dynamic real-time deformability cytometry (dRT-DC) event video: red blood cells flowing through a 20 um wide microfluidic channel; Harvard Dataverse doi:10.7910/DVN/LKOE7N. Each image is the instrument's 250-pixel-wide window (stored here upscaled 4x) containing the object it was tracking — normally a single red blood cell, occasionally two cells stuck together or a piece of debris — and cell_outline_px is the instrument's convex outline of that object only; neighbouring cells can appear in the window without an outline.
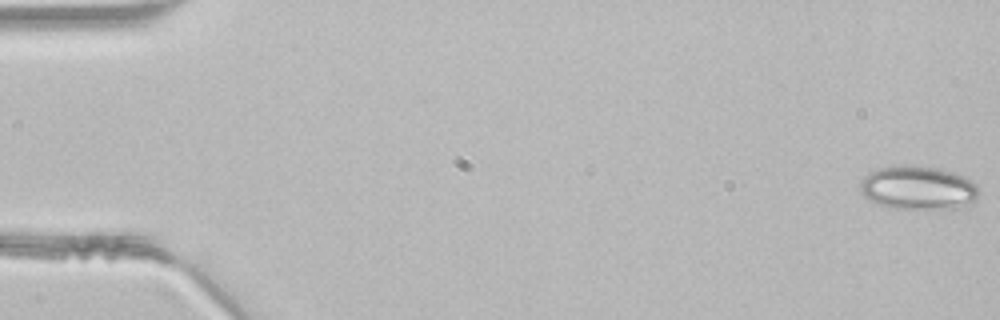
{"species": "common noctule bat (a hibernating species)", "species_latin": "Nyctalus noctula", "temperature_condition": "room temperature", "stored_images_in_passage": 47, "camera_frame_rate_fps": 3000, "um_per_image_px": 0.085, "animal": {"sex": "male", "body_mass_g": 21.5, "forearm_length_mm": 52.0}, "frame": {"image": 1, "passage_image": 1, "time_ms": 0.0, "image_size_px": [1000, 320], "cell_outline_px": [[980, 192], [972, 204], [960, 208], [888, 208], [876, 204], [868, 200], [860, 192], [860, 180], [868, 172], [876, 168], [904, 164], [916, 164], [936, 168], [968, 176], [976, 184]], "centroid_in_image_um": [78.02, 15.95], "position_along_channel_um": 7.0, "area_um2": 30.98}}
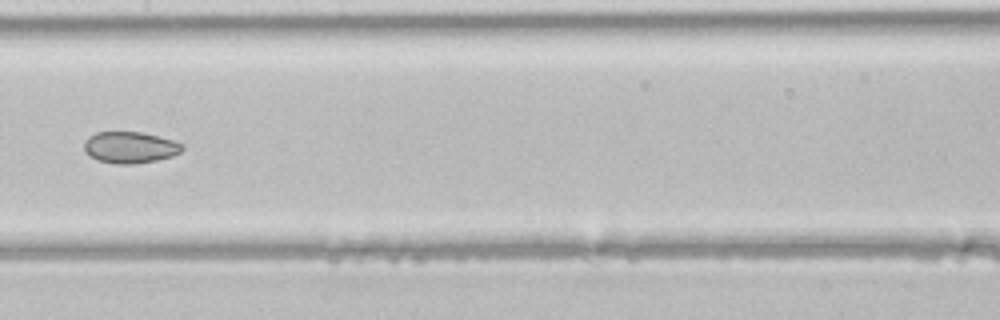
{"frame": {"image": 2, "passage_image": 24, "time_ms": 7.667, "image_size_px": [1000, 320], "cell_outline_px": [[184, 148], [180, 152], [172, 156], [156, 160], [132, 164], [116, 164], [96, 160], [84, 148], [84, 140], [88, 136], [96, 132], [140, 132], [172, 140], [184, 144]], "centroid_in_image_um": [11.05, 12.53], "position_along_channel_um": 196.4, "area_um2": 17.86}}
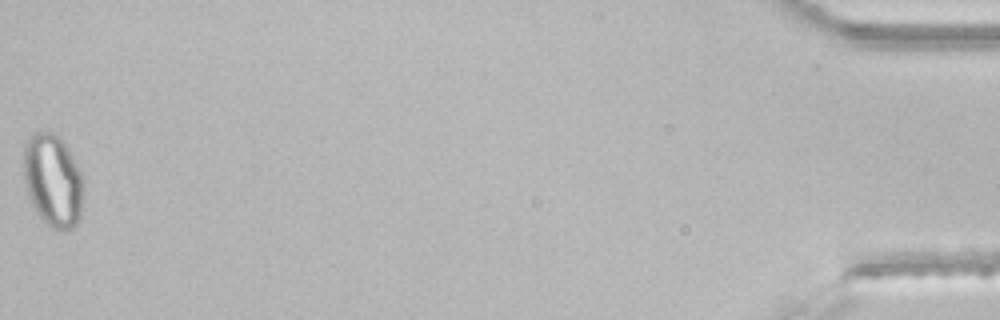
{"frame": {"image": 3, "passage_image": 47, "time_ms": 15.333, "image_size_px": [1000, 320], "cell_outline_px": [[84, 180], [80, 216], [76, 224], [72, 228], [64, 232], [52, 228], [40, 216], [32, 204], [28, 196], [24, 180], [24, 144], [28, 136], [32, 132], [44, 128], [60, 136], [64, 140]], "centroid_in_image_um": [4.49, 15.28], "position_along_channel_um": 430.7, "area_um2": 32.89}}